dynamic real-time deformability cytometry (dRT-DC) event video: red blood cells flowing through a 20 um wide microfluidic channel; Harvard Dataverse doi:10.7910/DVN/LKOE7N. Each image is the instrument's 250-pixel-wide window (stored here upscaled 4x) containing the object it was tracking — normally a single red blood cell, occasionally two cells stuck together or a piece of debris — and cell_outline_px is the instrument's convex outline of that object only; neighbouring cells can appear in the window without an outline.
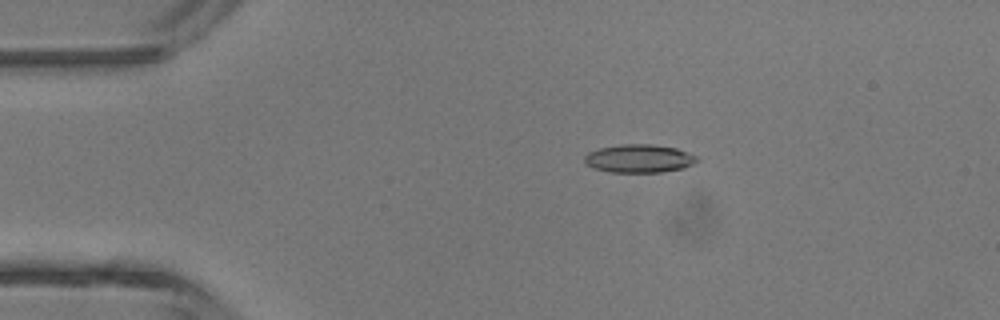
{"species": "common noctule bat (a hibernating species)", "species_latin": "Nyctalus noctula", "temperature_condition": "room temperature", "stored_images_in_passage": 4, "camera_frame_rate_fps": 3000, "um_per_image_px": 0.085, "animal": {"sex": "male", "body_mass_g": 13.3}, "frame": {"image": 1, "passage_image": 4, "time_ms": 3.667, "image_size_px": [1000, 320], "cell_outline_px": [[700, 160], [684, 168], [660, 172], [608, 172], [592, 168], [584, 164], [584, 156], [588, 152], [600, 148], [620, 144], [652, 144], [676, 148], [688, 152], [696, 156]], "centroid_in_image_um": [54.3, 13.48], "position_along_channel_um": 30.7, "area_um2": 18.67}}